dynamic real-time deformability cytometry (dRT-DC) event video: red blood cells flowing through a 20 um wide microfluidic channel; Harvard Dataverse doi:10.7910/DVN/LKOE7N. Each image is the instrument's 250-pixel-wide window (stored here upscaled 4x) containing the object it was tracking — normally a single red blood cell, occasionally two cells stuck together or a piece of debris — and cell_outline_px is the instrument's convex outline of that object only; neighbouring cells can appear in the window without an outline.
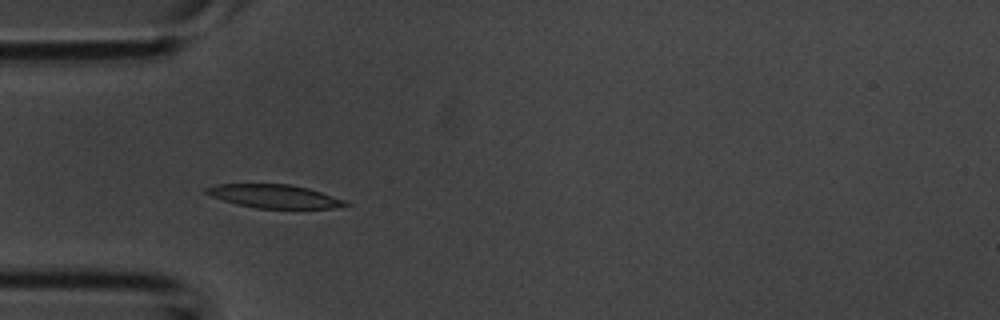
{"species": "common noctule bat (a hibernating species)", "species_latin": "Nyctalus noctula", "temperature_condition": "room temperature", "stored_images_in_passage": 31, "camera_frame_rate_fps": 3000, "um_per_image_px": 0.085, "animal": {"sex": "male", "body_mass_g": 20.1, "forearm_length_mm": 53.5}, "frame": {"image": 1, "passage_image": 1, "time_ms": 0.0, "image_size_px": [1000, 320], "cell_outline_px": [[352, 204], [332, 208], [256, 208], [236, 204], [212, 196], [204, 192], [204, 188], [216, 184], [292, 184], [308, 188], [344, 200]], "centroid_in_image_um": [23.29, 16.67], "position_along_channel_um": 61.7, "area_um2": 18.84}}
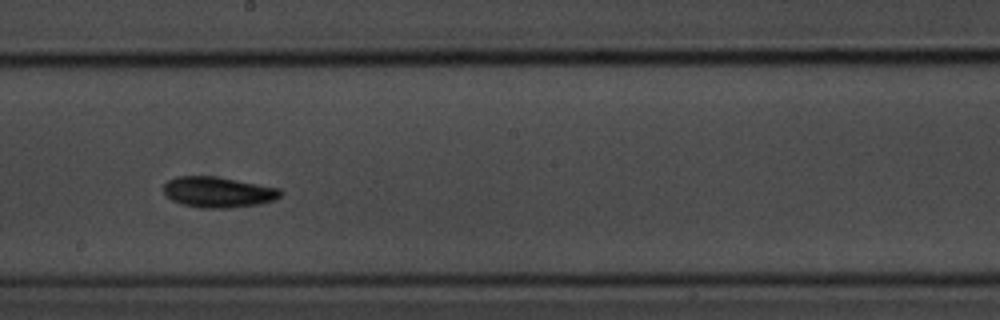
{"frame": {"image": 2, "passage_image": 12, "time_ms": 3.667, "image_size_px": [1000, 320], "cell_outline_px": [[284, 192], [276, 200], [260, 204], [228, 208], [200, 208], [180, 204], [164, 196], [164, 184], [168, 180], [176, 176], [216, 176], [280, 188]], "centroid_in_image_um": [18.54, 16.33], "position_along_channel_um": 229.7, "area_um2": 21.21}}
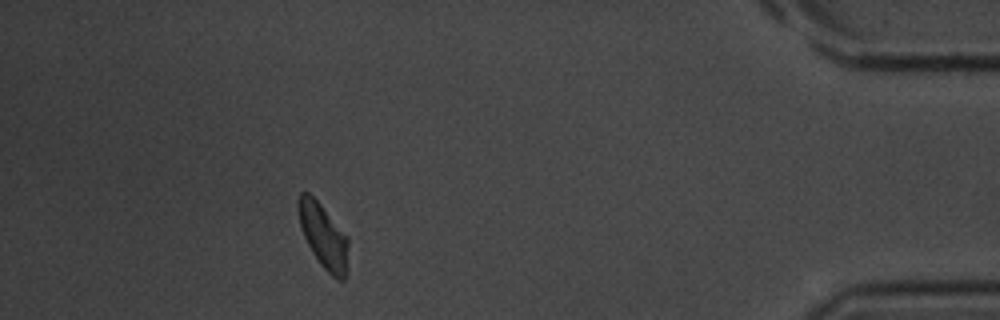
{"frame": {"image": 3, "passage_image": 27, "time_ms": 8.667, "image_size_px": [1000, 320], "cell_outline_px": [[348, 268], [344, 280], [336, 280], [320, 264], [312, 252], [300, 228], [296, 208], [296, 204], [300, 192], [308, 192], [320, 204], [348, 236]], "centroid_in_image_um": [27.49, 20.06], "position_along_channel_um": 407.7, "area_um2": 19.07}}